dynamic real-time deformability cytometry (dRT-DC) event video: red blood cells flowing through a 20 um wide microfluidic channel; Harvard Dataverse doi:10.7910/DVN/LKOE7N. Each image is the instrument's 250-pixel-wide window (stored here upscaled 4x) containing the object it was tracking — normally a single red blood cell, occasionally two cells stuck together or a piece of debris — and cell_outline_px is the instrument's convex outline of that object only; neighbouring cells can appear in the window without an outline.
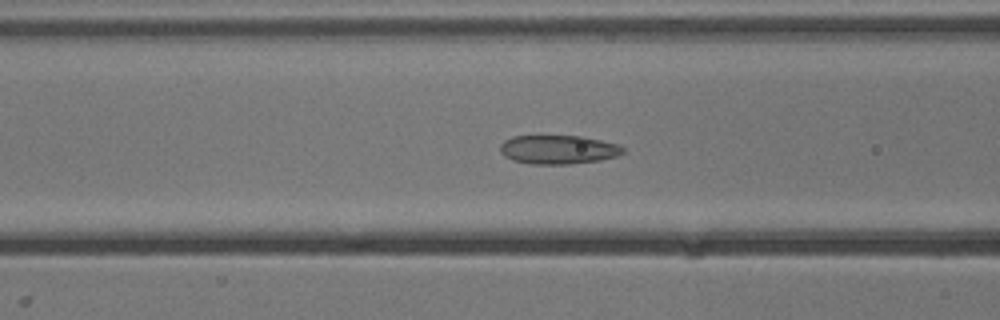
{"species": "common noctule bat (a hibernating species)", "species_latin": "Nyctalus noctula", "temperature_condition": "cold", "stored_images_in_passage": 32, "camera_frame_rate_fps": 3000, "um_per_image_px": 0.085, "animal": {"sex": "male", "body_mass_g": 13.3}, "frame": {"image": 1, "passage_image": 10, "time_ms": 3.0, "image_size_px": [1000, 320], "cell_outline_px": [[624, 152], [616, 156], [600, 160], [568, 164], [532, 164], [512, 160], [504, 156], [500, 152], [500, 144], [504, 140], [512, 136], [584, 136], [616, 144], [624, 148]], "centroid_in_image_um": [47.41, 12.71], "position_along_channel_um": 119.2, "area_um2": 20.63}}
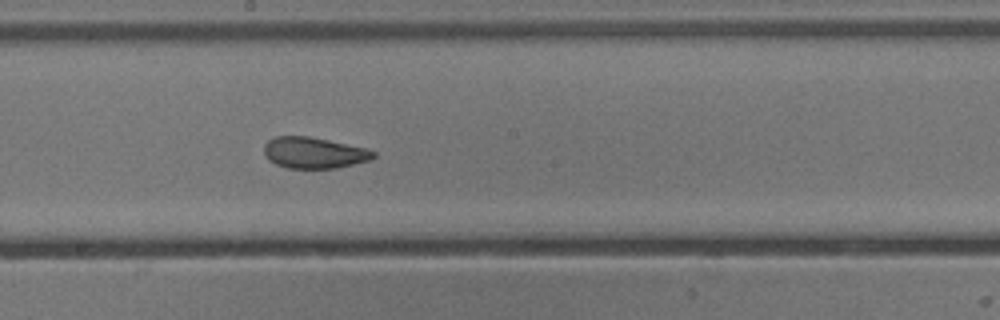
{"frame": {"image": 2, "passage_image": 18, "time_ms": 5.667, "image_size_px": [1000, 320], "cell_outline_px": [[376, 156], [372, 160], [336, 168], [288, 168], [276, 164], [268, 160], [264, 152], [264, 144], [268, 140], [276, 136], [308, 136], [328, 140], [364, 148], [376, 152]], "centroid_in_image_um": [26.68, 12.99], "position_along_channel_um": 221.5, "area_um2": 19.83}}
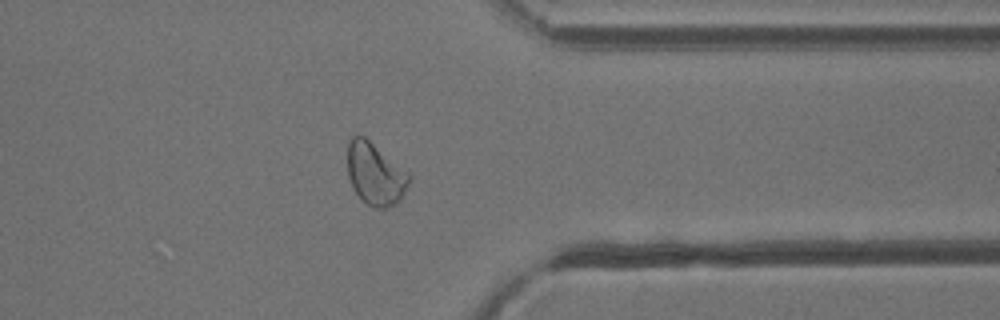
{"frame": {"image": 3, "passage_image": 31, "time_ms": 10.0, "image_size_px": [1000, 320], "cell_outline_px": [[412, 180], [400, 200], [396, 204], [388, 208], [372, 208], [352, 188], [348, 176], [348, 140], [352, 136], [364, 136], [408, 172], [412, 176]], "centroid_in_image_um": [31.92, 14.8], "position_along_channel_um": 379.5, "area_um2": 22.37}}